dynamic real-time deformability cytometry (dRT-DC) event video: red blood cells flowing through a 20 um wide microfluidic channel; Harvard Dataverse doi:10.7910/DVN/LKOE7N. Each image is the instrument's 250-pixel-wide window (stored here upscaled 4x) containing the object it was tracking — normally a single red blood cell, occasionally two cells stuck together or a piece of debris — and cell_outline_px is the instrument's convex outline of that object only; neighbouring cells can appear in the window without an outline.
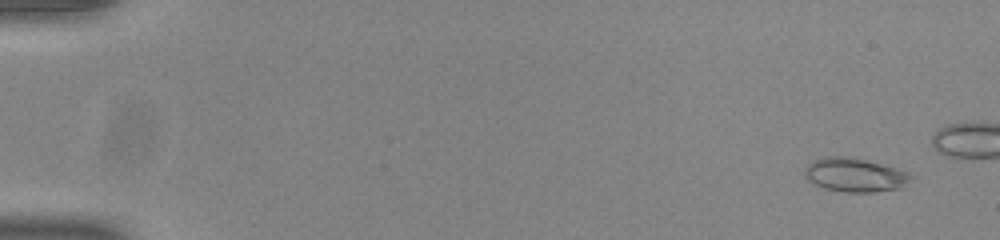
{"species": "common noctule bat (a hibernating species)", "species_latin": "Nyctalus noctula", "temperature_condition": "room temperature", "stored_images_in_passage": 19, "camera_frame_rate_fps": 3000, "um_per_image_px": 0.085, "animal": {"sex": "male", "body_mass_g": 20.0, "forearm_length_mm": 53.3}, "frame": {"image": 1, "passage_image": 4, "time_ms": 1.0, "image_size_px": [1000, 240], "cell_outline_px": [[912, 176], [900, 188], [872, 192], [844, 192], [824, 188], [808, 180], [804, 176], [804, 168], [812, 160], [824, 156], [840, 156], [864, 160], [896, 168], [908, 172]], "centroid_in_image_um": [72.59, 14.87], "position_along_channel_um": 12.4, "area_um2": 20.63}}